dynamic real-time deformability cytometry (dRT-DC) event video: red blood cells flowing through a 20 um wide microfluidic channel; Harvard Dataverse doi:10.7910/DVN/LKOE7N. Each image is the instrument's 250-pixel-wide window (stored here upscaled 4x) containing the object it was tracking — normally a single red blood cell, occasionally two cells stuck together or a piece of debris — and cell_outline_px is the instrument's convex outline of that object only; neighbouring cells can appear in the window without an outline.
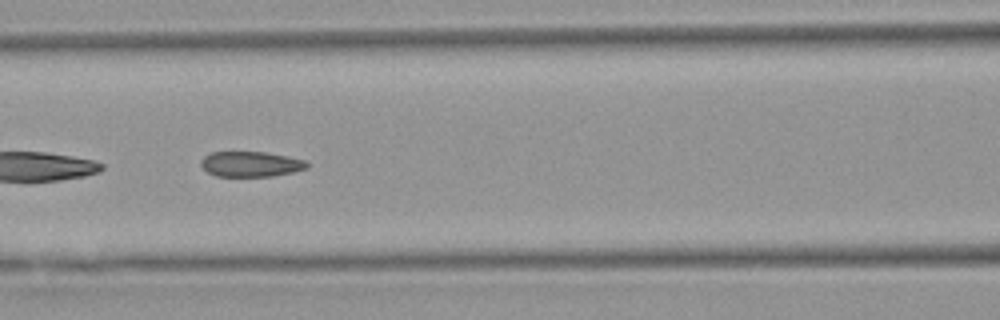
{"species": "Egyptian fruit bat (a non-hibernating species)", "species_latin": "Rousettus aegyptiacus", "temperature_condition": "warm", "stored_images_in_passage": 52, "camera_frame_rate_fps": 3000, "um_per_image_px": 0.085, "animal": {"sex": "female"}, "frame": {"image": 1, "passage_image": 23, "time_ms": 7.333, "image_size_px": [1000, 320], "cell_outline_px": [[308, 168], [292, 172], [272, 176], [216, 176], [208, 172], [200, 164], [200, 160], [204, 156], [212, 152], [264, 152], [288, 156], [308, 160]], "centroid_in_image_um": [21.34, 13.94], "position_along_channel_um": 145.3, "area_um2": 15.66}, "authors_computed_cell_mechanics": {"area_um2": 16.6175, "velocity_mm_per_s": 3.9188, "shape_relaxation_time_tau1_ms": null, "shape_relaxation_time_tau2_ms": 2.4693, "deformation_change_tau1": null, "deformation_change_tau2": 0.0629}}